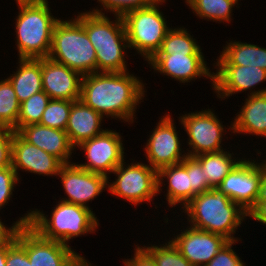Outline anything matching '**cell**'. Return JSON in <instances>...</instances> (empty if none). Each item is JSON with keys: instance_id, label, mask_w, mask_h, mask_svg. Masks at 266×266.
I'll use <instances>...</instances> for the list:
<instances>
[{"instance_id": "ab89813d", "label": "cell", "mask_w": 266, "mask_h": 266, "mask_svg": "<svg viewBox=\"0 0 266 266\" xmlns=\"http://www.w3.org/2000/svg\"><path fill=\"white\" fill-rule=\"evenodd\" d=\"M31 212L22 215L16 222L12 223L11 227H6L0 219V243H2L15 229L17 226L29 225ZM1 218V217H0Z\"/></svg>"}, {"instance_id": "8992f818", "label": "cell", "mask_w": 266, "mask_h": 266, "mask_svg": "<svg viewBox=\"0 0 266 266\" xmlns=\"http://www.w3.org/2000/svg\"><path fill=\"white\" fill-rule=\"evenodd\" d=\"M48 57L82 75L96 72V50L76 17L55 24Z\"/></svg>"}, {"instance_id": "ee69618b", "label": "cell", "mask_w": 266, "mask_h": 266, "mask_svg": "<svg viewBox=\"0 0 266 266\" xmlns=\"http://www.w3.org/2000/svg\"><path fill=\"white\" fill-rule=\"evenodd\" d=\"M76 266H92V264L87 261V259L83 258Z\"/></svg>"}, {"instance_id": "e0dca14e", "label": "cell", "mask_w": 266, "mask_h": 266, "mask_svg": "<svg viewBox=\"0 0 266 266\" xmlns=\"http://www.w3.org/2000/svg\"><path fill=\"white\" fill-rule=\"evenodd\" d=\"M148 64L154 71L171 77L180 83H188L196 78H210L213 87V73L207 66L203 54L154 55Z\"/></svg>"}, {"instance_id": "9a60e30c", "label": "cell", "mask_w": 266, "mask_h": 266, "mask_svg": "<svg viewBox=\"0 0 266 266\" xmlns=\"http://www.w3.org/2000/svg\"><path fill=\"white\" fill-rule=\"evenodd\" d=\"M25 251L33 266H76L83 258L69 245L41 237L25 225Z\"/></svg>"}, {"instance_id": "9c48e42d", "label": "cell", "mask_w": 266, "mask_h": 266, "mask_svg": "<svg viewBox=\"0 0 266 266\" xmlns=\"http://www.w3.org/2000/svg\"><path fill=\"white\" fill-rule=\"evenodd\" d=\"M213 109H205L182 115L179 121L186 131L187 145L191 150H186L188 156H197L204 153L225 150L222 147L224 128L226 126L218 119Z\"/></svg>"}, {"instance_id": "484cf974", "label": "cell", "mask_w": 266, "mask_h": 266, "mask_svg": "<svg viewBox=\"0 0 266 266\" xmlns=\"http://www.w3.org/2000/svg\"><path fill=\"white\" fill-rule=\"evenodd\" d=\"M229 150L204 153L194 156L201 164L205 178L211 188H216L241 160L233 157Z\"/></svg>"}, {"instance_id": "d6986e66", "label": "cell", "mask_w": 266, "mask_h": 266, "mask_svg": "<svg viewBox=\"0 0 266 266\" xmlns=\"http://www.w3.org/2000/svg\"><path fill=\"white\" fill-rule=\"evenodd\" d=\"M64 164L56 157L27 142L18 132L12 139V168L19 177V171L57 176Z\"/></svg>"}, {"instance_id": "e575fe53", "label": "cell", "mask_w": 266, "mask_h": 266, "mask_svg": "<svg viewBox=\"0 0 266 266\" xmlns=\"http://www.w3.org/2000/svg\"><path fill=\"white\" fill-rule=\"evenodd\" d=\"M19 180L12 166L0 168V210L11 200Z\"/></svg>"}, {"instance_id": "d4e9b609", "label": "cell", "mask_w": 266, "mask_h": 266, "mask_svg": "<svg viewBox=\"0 0 266 266\" xmlns=\"http://www.w3.org/2000/svg\"><path fill=\"white\" fill-rule=\"evenodd\" d=\"M216 60L214 65L256 66L266 70V48L229 40Z\"/></svg>"}, {"instance_id": "8fae6325", "label": "cell", "mask_w": 266, "mask_h": 266, "mask_svg": "<svg viewBox=\"0 0 266 266\" xmlns=\"http://www.w3.org/2000/svg\"><path fill=\"white\" fill-rule=\"evenodd\" d=\"M242 158L216 187L247 213L258 201L261 163Z\"/></svg>"}, {"instance_id": "cb8c5ba5", "label": "cell", "mask_w": 266, "mask_h": 266, "mask_svg": "<svg viewBox=\"0 0 266 266\" xmlns=\"http://www.w3.org/2000/svg\"><path fill=\"white\" fill-rule=\"evenodd\" d=\"M17 71L7 77L21 104L33 94L43 91L41 58H18Z\"/></svg>"}, {"instance_id": "ac0fdd59", "label": "cell", "mask_w": 266, "mask_h": 266, "mask_svg": "<svg viewBox=\"0 0 266 266\" xmlns=\"http://www.w3.org/2000/svg\"><path fill=\"white\" fill-rule=\"evenodd\" d=\"M43 91L50 99L80 100L83 75L49 57L41 58Z\"/></svg>"}, {"instance_id": "8d00e7d4", "label": "cell", "mask_w": 266, "mask_h": 266, "mask_svg": "<svg viewBox=\"0 0 266 266\" xmlns=\"http://www.w3.org/2000/svg\"><path fill=\"white\" fill-rule=\"evenodd\" d=\"M237 241H228L215 257L205 266H246L244 261L236 254L232 248Z\"/></svg>"}, {"instance_id": "44dd1931", "label": "cell", "mask_w": 266, "mask_h": 266, "mask_svg": "<svg viewBox=\"0 0 266 266\" xmlns=\"http://www.w3.org/2000/svg\"><path fill=\"white\" fill-rule=\"evenodd\" d=\"M103 120L98 112L81 100L74 101L65 130L70 144L76 149L80 143L101 134L104 131L101 128Z\"/></svg>"}, {"instance_id": "b9f144b4", "label": "cell", "mask_w": 266, "mask_h": 266, "mask_svg": "<svg viewBox=\"0 0 266 266\" xmlns=\"http://www.w3.org/2000/svg\"><path fill=\"white\" fill-rule=\"evenodd\" d=\"M15 240L16 229L2 243H0V266H6L7 250Z\"/></svg>"}, {"instance_id": "52a82bcc", "label": "cell", "mask_w": 266, "mask_h": 266, "mask_svg": "<svg viewBox=\"0 0 266 266\" xmlns=\"http://www.w3.org/2000/svg\"><path fill=\"white\" fill-rule=\"evenodd\" d=\"M163 2L166 3V0H155L149 6L131 10L122 16L129 49H135L147 62L159 51L171 29L159 9Z\"/></svg>"}, {"instance_id": "5bb4252c", "label": "cell", "mask_w": 266, "mask_h": 266, "mask_svg": "<svg viewBox=\"0 0 266 266\" xmlns=\"http://www.w3.org/2000/svg\"><path fill=\"white\" fill-rule=\"evenodd\" d=\"M214 67L216 73H213V89L217 98L225 100L233 94L248 90L251 92L250 95L266 93V87L252 90L259 83L266 81V70L256 66L214 65Z\"/></svg>"}, {"instance_id": "836d02e7", "label": "cell", "mask_w": 266, "mask_h": 266, "mask_svg": "<svg viewBox=\"0 0 266 266\" xmlns=\"http://www.w3.org/2000/svg\"><path fill=\"white\" fill-rule=\"evenodd\" d=\"M6 266H33L25 251V226L16 227V240L7 250Z\"/></svg>"}, {"instance_id": "277c9868", "label": "cell", "mask_w": 266, "mask_h": 266, "mask_svg": "<svg viewBox=\"0 0 266 266\" xmlns=\"http://www.w3.org/2000/svg\"><path fill=\"white\" fill-rule=\"evenodd\" d=\"M48 1L16 2V46L19 58H45L49 56L55 24L60 20L51 13Z\"/></svg>"}, {"instance_id": "f35d334b", "label": "cell", "mask_w": 266, "mask_h": 266, "mask_svg": "<svg viewBox=\"0 0 266 266\" xmlns=\"http://www.w3.org/2000/svg\"><path fill=\"white\" fill-rule=\"evenodd\" d=\"M133 257L124 259V266H157L154 258L141 246L134 247Z\"/></svg>"}, {"instance_id": "d590c367", "label": "cell", "mask_w": 266, "mask_h": 266, "mask_svg": "<svg viewBox=\"0 0 266 266\" xmlns=\"http://www.w3.org/2000/svg\"><path fill=\"white\" fill-rule=\"evenodd\" d=\"M187 172L191 180V188L196 194H201L211 189L200 162L193 156H187Z\"/></svg>"}, {"instance_id": "7a4b0ae2", "label": "cell", "mask_w": 266, "mask_h": 266, "mask_svg": "<svg viewBox=\"0 0 266 266\" xmlns=\"http://www.w3.org/2000/svg\"><path fill=\"white\" fill-rule=\"evenodd\" d=\"M182 210L181 212L187 215L186 219L191 227L221 235L229 241L241 239L234 235L248 217L246 211L218 188L197 194Z\"/></svg>"}, {"instance_id": "3957f363", "label": "cell", "mask_w": 266, "mask_h": 266, "mask_svg": "<svg viewBox=\"0 0 266 266\" xmlns=\"http://www.w3.org/2000/svg\"><path fill=\"white\" fill-rule=\"evenodd\" d=\"M76 18L96 50V72H127L125 55L129 45L122 16L114 15L115 20L111 21L107 15L89 10Z\"/></svg>"}, {"instance_id": "d6a6232c", "label": "cell", "mask_w": 266, "mask_h": 266, "mask_svg": "<svg viewBox=\"0 0 266 266\" xmlns=\"http://www.w3.org/2000/svg\"><path fill=\"white\" fill-rule=\"evenodd\" d=\"M100 9H92L93 13L105 14V12H112L114 15L123 16L125 13L138 8L146 7L152 4L155 0H97ZM104 10V12L102 11Z\"/></svg>"}, {"instance_id": "603a6c76", "label": "cell", "mask_w": 266, "mask_h": 266, "mask_svg": "<svg viewBox=\"0 0 266 266\" xmlns=\"http://www.w3.org/2000/svg\"><path fill=\"white\" fill-rule=\"evenodd\" d=\"M236 113L229 131L266 138V93L249 95Z\"/></svg>"}, {"instance_id": "6da1fadb", "label": "cell", "mask_w": 266, "mask_h": 266, "mask_svg": "<svg viewBox=\"0 0 266 266\" xmlns=\"http://www.w3.org/2000/svg\"><path fill=\"white\" fill-rule=\"evenodd\" d=\"M144 87L142 80L129 71L95 72L83 75L80 100L104 118L132 124L136 107L145 97Z\"/></svg>"}, {"instance_id": "ba28073f", "label": "cell", "mask_w": 266, "mask_h": 266, "mask_svg": "<svg viewBox=\"0 0 266 266\" xmlns=\"http://www.w3.org/2000/svg\"><path fill=\"white\" fill-rule=\"evenodd\" d=\"M133 163L134 160L128 165L124 160L112 172L117 178L113 182L108 178V191L134 206L142 202L151 203L158 196L157 171L145 163Z\"/></svg>"}, {"instance_id": "2e32d148", "label": "cell", "mask_w": 266, "mask_h": 266, "mask_svg": "<svg viewBox=\"0 0 266 266\" xmlns=\"http://www.w3.org/2000/svg\"><path fill=\"white\" fill-rule=\"evenodd\" d=\"M180 231L176 236L173 234L171 241L193 266H205L229 241L221 235L191 226Z\"/></svg>"}, {"instance_id": "60d3db41", "label": "cell", "mask_w": 266, "mask_h": 266, "mask_svg": "<svg viewBox=\"0 0 266 266\" xmlns=\"http://www.w3.org/2000/svg\"><path fill=\"white\" fill-rule=\"evenodd\" d=\"M248 217L266 225V200H258L255 206L248 212Z\"/></svg>"}, {"instance_id": "4dcf8cb0", "label": "cell", "mask_w": 266, "mask_h": 266, "mask_svg": "<svg viewBox=\"0 0 266 266\" xmlns=\"http://www.w3.org/2000/svg\"><path fill=\"white\" fill-rule=\"evenodd\" d=\"M73 102L69 100L51 99L42 114L39 124L65 131Z\"/></svg>"}, {"instance_id": "ffe728a7", "label": "cell", "mask_w": 266, "mask_h": 266, "mask_svg": "<svg viewBox=\"0 0 266 266\" xmlns=\"http://www.w3.org/2000/svg\"><path fill=\"white\" fill-rule=\"evenodd\" d=\"M18 133L30 144L58 158L63 164L73 163L69 158L74 151L64 130L32 124L22 127Z\"/></svg>"}, {"instance_id": "f6af8a7d", "label": "cell", "mask_w": 266, "mask_h": 266, "mask_svg": "<svg viewBox=\"0 0 266 266\" xmlns=\"http://www.w3.org/2000/svg\"><path fill=\"white\" fill-rule=\"evenodd\" d=\"M19 1H39V0H16V2H19Z\"/></svg>"}, {"instance_id": "4fadbf2b", "label": "cell", "mask_w": 266, "mask_h": 266, "mask_svg": "<svg viewBox=\"0 0 266 266\" xmlns=\"http://www.w3.org/2000/svg\"><path fill=\"white\" fill-rule=\"evenodd\" d=\"M57 176L61 178L63 190L67 196L62 199L59 198L60 201L87 208H90L89 201L95 199L103 190L108 188L107 176L82 169L76 163L64 164Z\"/></svg>"}, {"instance_id": "7c38bea8", "label": "cell", "mask_w": 266, "mask_h": 266, "mask_svg": "<svg viewBox=\"0 0 266 266\" xmlns=\"http://www.w3.org/2000/svg\"><path fill=\"white\" fill-rule=\"evenodd\" d=\"M170 117L172 116L168 113L159 118L143 148L149 165L157 172L161 168L182 162L188 156L182 151L174 120Z\"/></svg>"}, {"instance_id": "30bf717a", "label": "cell", "mask_w": 266, "mask_h": 266, "mask_svg": "<svg viewBox=\"0 0 266 266\" xmlns=\"http://www.w3.org/2000/svg\"><path fill=\"white\" fill-rule=\"evenodd\" d=\"M122 142L119 132L105 128L101 134L77 146V148L85 152L88 162L77 163L76 165L109 178V175L124 161L125 148Z\"/></svg>"}, {"instance_id": "f546056e", "label": "cell", "mask_w": 266, "mask_h": 266, "mask_svg": "<svg viewBox=\"0 0 266 266\" xmlns=\"http://www.w3.org/2000/svg\"><path fill=\"white\" fill-rule=\"evenodd\" d=\"M50 100L51 99L46 92L40 91L22 102L20 104V113L17 119L16 132L24 126L39 124L42 114Z\"/></svg>"}, {"instance_id": "f1b7e54d", "label": "cell", "mask_w": 266, "mask_h": 266, "mask_svg": "<svg viewBox=\"0 0 266 266\" xmlns=\"http://www.w3.org/2000/svg\"><path fill=\"white\" fill-rule=\"evenodd\" d=\"M20 103L10 81L0 80V126L16 131Z\"/></svg>"}, {"instance_id": "74e56055", "label": "cell", "mask_w": 266, "mask_h": 266, "mask_svg": "<svg viewBox=\"0 0 266 266\" xmlns=\"http://www.w3.org/2000/svg\"><path fill=\"white\" fill-rule=\"evenodd\" d=\"M14 130L0 126V168L12 166V139Z\"/></svg>"}, {"instance_id": "5b68a950", "label": "cell", "mask_w": 266, "mask_h": 266, "mask_svg": "<svg viewBox=\"0 0 266 266\" xmlns=\"http://www.w3.org/2000/svg\"><path fill=\"white\" fill-rule=\"evenodd\" d=\"M52 208L50 218L43 210H30L29 226L45 239L68 245L75 237L95 233L99 226L91 208L63 201Z\"/></svg>"}, {"instance_id": "7402d4cb", "label": "cell", "mask_w": 266, "mask_h": 266, "mask_svg": "<svg viewBox=\"0 0 266 266\" xmlns=\"http://www.w3.org/2000/svg\"><path fill=\"white\" fill-rule=\"evenodd\" d=\"M158 195L162 192V184L167 180L166 200L169 207L181 205L183 208L197 194L191 188L190 176L187 172V157L180 163L161 168L157 172ZM161 191V192H160Z\"/></svg>"}, {"instance_id": "1f68e13d", "label": "cell", "mask_w": 266, "mask_h": 266, "mask_svg": "<svg viewBox=\"0 0 266 266\" xmlns=\"http://www.w3.org/2000/svg\"><path fill=\"white\" fill-rule=\"evenodd\" d=\"M162 245V246H161ZM155 260L157 266H193L171 240L159 245L142 246Z\"/></svg>"}, {"instance_id": "7bdbcfd3", "label": "cell", "mask_w": 266, "mask_h": 266, "mask_svg": "<svg viewBox=\"0 0 266 266\" xmlns=\"http://www.w3.org/2000/svg\"><path fill=\"white\" fill-rule=\"evenodd\" d=\"M261 182L258 200H266V159L261 160Z\"/></svg>"}, {"instance_id": "4316f807", "label": "cell", "mask_w": 266, "mask_h": 266, "mask_svg": "<svg viewBox=\"0 0 266 266\" xmlns=\"http://www.w3.org/2000/svg\"><path fill=\"white\" fill-rule=\"evenodd\" d=\"M239 0H185L200 19L213 22H231L232 10L238 5Z\"/></svg>"}, {"instance_id": "83f0119b", "label": "cell", "mask_w": 266, "mask_h": 266, "mask_svg": "<svg viewBox=\"0 0 266 266\" xmlns=\"http://www.w3.org/2000/svg\"><path fill=\"white\" fill-rule=\"evenodd\" d=\"M182 27H172L167 32L161 48L155 55L203 54L202 48L193 38L194 36H191L184 26Z\"/></svg>"}]
</instances>
